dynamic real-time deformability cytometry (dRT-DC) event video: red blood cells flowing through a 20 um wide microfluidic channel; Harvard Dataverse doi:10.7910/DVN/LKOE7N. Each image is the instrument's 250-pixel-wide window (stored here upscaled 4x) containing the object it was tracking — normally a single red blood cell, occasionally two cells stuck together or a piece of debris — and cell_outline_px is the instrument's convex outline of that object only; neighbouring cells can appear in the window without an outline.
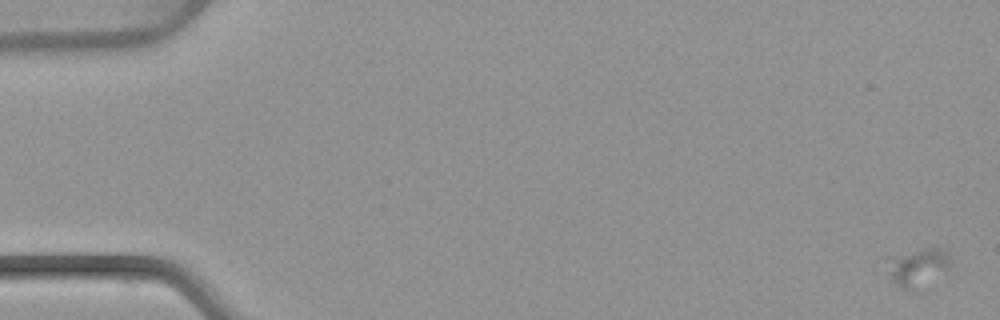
{"species": "common noctule bat (a hibernating species)", "species_latin": "Nyctalus noctula", "temperature_condition": "warm", "stored_images_in_passage": 7, "camera_frame_rate_fps": 3000, "um_per_image_px": 0.085, "animal": {"sex": "female", "body_mass_g": 22.7, "forearm_length_mm": 54.2}, "frame": {"image": 1, "passage_image": 1, "time_ms": 0.0, "image_size_px": [1000, 320], "cell_outline_px": [[948, 268], [912, 292], [896, 284], [892, 280], [892, 272], [896, 260], [904, 256], [924, 248], [944, 248], [948, 252]], "centroid_in_image_um": [78.17, 22.75], "position_along_channel_um": 6.8, "area_um2": 12.2}}
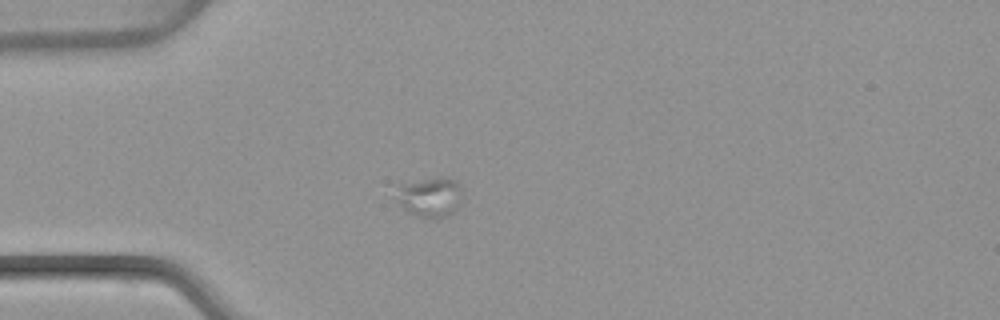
{"frame": {"image": 2, "passage_image": 5, "time_ms": 5.0, "image_size_px": [1000, 320], "cell_outline_px": [[460, 196], [456, 208], [452, 212], [436, 220], [428, 220], [408, 212], [392, 196], [396, 184], [440, 176], [448, 176], [456, 180], [460, 184]], "centroid_in_image_um": [36.46, 16.72], "position_along_channel_um": 48.5, "area_um2": 15.95}}
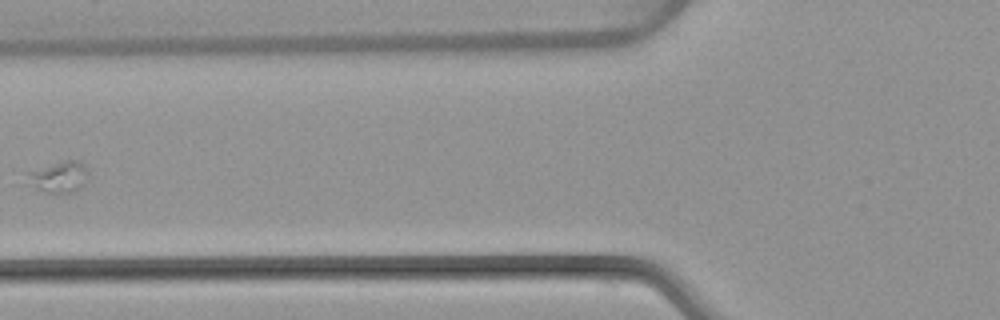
{"frame": {"image": 3, "passage_image": 7, "time_ms": 7.333, "image_size_px": [1000, 320], "cell_outline_px": [[88, 176], [84, 184], [80, 188], [68, 196], [48, 192], [28, 184], [20, 172], [64, 160], [76, 160], [84, 164], [88, 168]], "centroid_in_image_um": [4.94, 15.04], "position_along_channel_um": 120.9, "area_um2": 11.91}}